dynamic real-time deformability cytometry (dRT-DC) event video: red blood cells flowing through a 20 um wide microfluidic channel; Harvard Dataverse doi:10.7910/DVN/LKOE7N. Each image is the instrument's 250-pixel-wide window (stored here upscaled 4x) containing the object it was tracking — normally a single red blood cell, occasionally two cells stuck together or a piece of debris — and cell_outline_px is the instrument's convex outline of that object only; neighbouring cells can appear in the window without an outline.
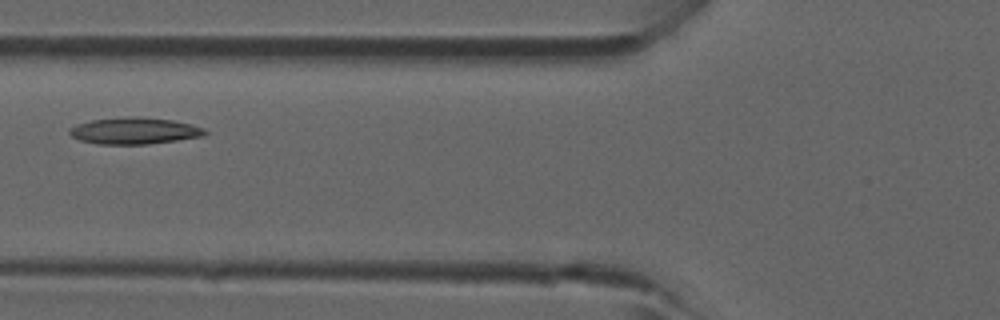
{"species": "common noctule bat (a hibernating species)", "species_latin": "Nyctalus noctula", "temperature_condition": "room temperature", "stored_images_in_passage": 40, "camera_frame_rate_fps": 3000, "um_per_image_px": 0.085, "animal": {"sex": "male", "forearm_length_mm": 52.5}, "frame": {"image": 1, "passage_image": 12, "time_ms": 3.667, "image_size_px": [1000, 320], "cell_outline_px": [[208, 132], [204, 136], [148, 144], [100, 144], [80, 140], [72, 136], [68, 132], [68, 128], [76, 124], [92, 120], [136, 116], [140, 116], [172, 120], [192, 124], [204, 128]], "centroid_in_image_um": [11.43, 11.11], "position_along_channel_um": 114.4, "area_um2": 20.98}}